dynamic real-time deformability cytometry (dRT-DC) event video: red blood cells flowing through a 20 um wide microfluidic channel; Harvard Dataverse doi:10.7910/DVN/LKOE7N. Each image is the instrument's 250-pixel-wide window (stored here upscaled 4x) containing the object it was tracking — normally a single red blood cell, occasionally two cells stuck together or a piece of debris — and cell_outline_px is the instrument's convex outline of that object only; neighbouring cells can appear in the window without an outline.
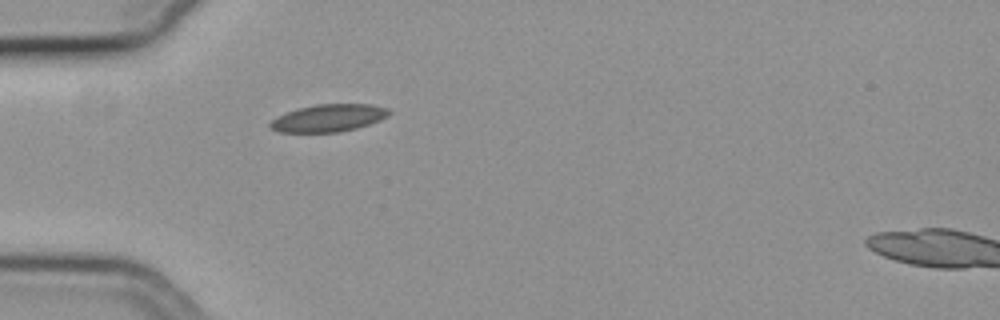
{"species": "common noctule bat (a hibernating species)", "species_latin": "Nyctalus noctula", "temperature_condition": "cold", "stored_images_in_passage": 39, "camera_frame_rate_fps": 3000, "um_per_image_px": 0.085, "animal": {"sex": "female", "body_mass_g": 19.3, "forearm_length_mm": 54.1}, "frame": {"image": 1, "passage_image": 1, "time_ms": 0.0, "image_size_px": [1000, 320], "cell_outline_px": [[392, 112], [388, 116], [380, 120], [356, 128], [340, 132], [276, 132], [268, 128], [268, 124], [272, 120], [288, 112], [300, 108], [316, 104], [372, 104], [388, 108]], "centroid_in_image_um": [27.94, 10.03], "position_along_channel_um": 57.1, "area_um2": 18.96}}
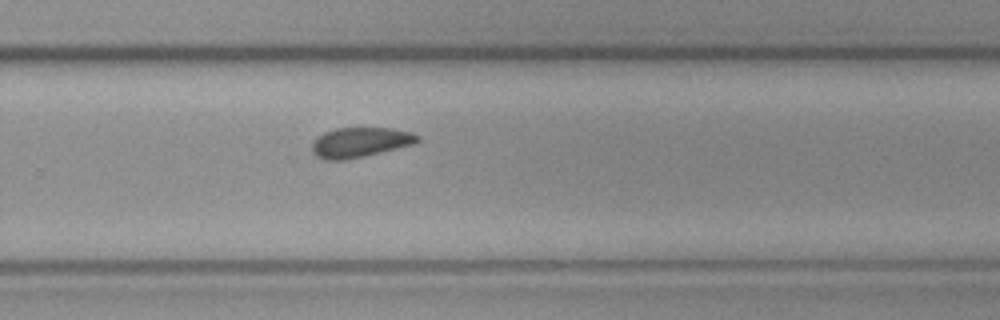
{"frame": {"image": 2, "passage_image": 21, "time_ms": 6.667, "image_size_px": [1000, 320], "cell_outline_px": [[420, 140], [416, 144], [344, 160], [324, 160], [316, 156], [312, 152], [312, 144], [316, 136], [332, 128], [392, 128], [412, 132], [420, 136]], "centroid_in_image_um": [30.6, 12.09], "position_along_channel_um": 299.2, "area_um2": 18.55}}
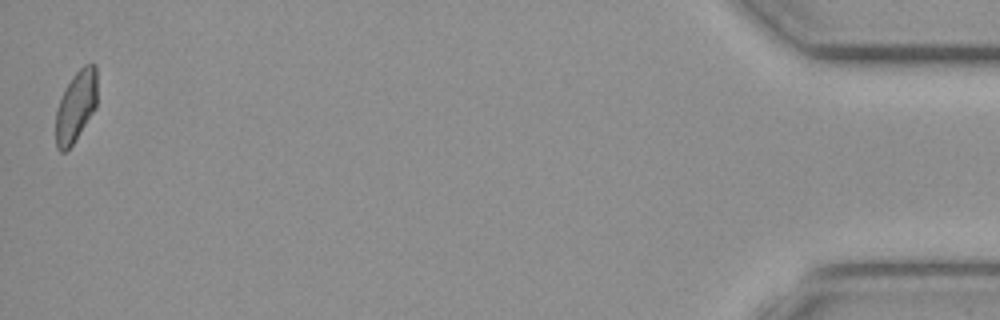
{"frame": {"image": 3, "passage_image": 39, "time_ms": 12.667, "image_size_px": [1000, 320], "cell_outline_px": [[96, 108], [72, 144], [64, 152], [60, 152], [56, 148], [56, 108], [72, 76], [84, 64], [96, 64]], "centroid_in_image_um": [6.45, 9.03], "position_along_channel_um": 428.8, "area_um2": 16.88}, "authors_computed_cell_mechanics": {"area_um2": 18.0914, "velocity_mm_per_s": 3.7409, "shape_relaxation_time_tau1_ms": 2.6172, "shape_relaxation_time_tau2_ms": 4.6787, "deformation_change_tau1": 0.0829, "deformation_change_tau2": 0.0906}}